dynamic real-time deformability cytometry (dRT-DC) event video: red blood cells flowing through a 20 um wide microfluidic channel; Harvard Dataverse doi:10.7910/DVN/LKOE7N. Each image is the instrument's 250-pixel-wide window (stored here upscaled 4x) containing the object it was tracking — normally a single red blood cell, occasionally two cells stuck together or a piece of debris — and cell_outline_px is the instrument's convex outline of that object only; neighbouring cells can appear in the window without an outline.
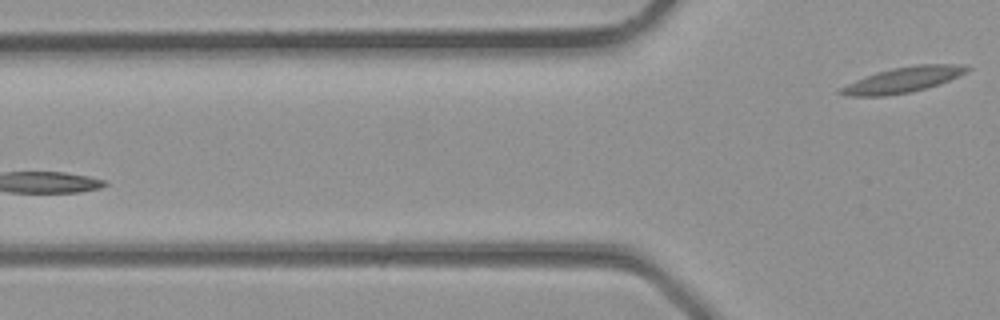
{"species": "common noctule bat (a hibernating species)", "species_latin": "Nyctalus noctula", "temperature_condition": "room temperature", "stored_images_in_passage": 2, "camera_frame_rate_fps": 3000, "um_per_image_px": 0.085, "animal": {"sex": "male", "body_mass_g": 23.1, "forearm_length_mm": 52.7}, "frame": {"image": 1, "passage_image": 2, "time_ms": 0.333, "image_size_px": [1000, 320], "cell_outline_px": [[972, 68], [968, 72], [960, 76], [924, 88], [908, 92], [884, 96], [844, 96], [836, 92], [840, 88], [856, 80], [876, 72], [892, 68], [916, 64], [964, 64]], "centroid_in_image_um": [76.76, 6.77], "position_along_channel_um": 49.0, "area_um2": 18.67}}